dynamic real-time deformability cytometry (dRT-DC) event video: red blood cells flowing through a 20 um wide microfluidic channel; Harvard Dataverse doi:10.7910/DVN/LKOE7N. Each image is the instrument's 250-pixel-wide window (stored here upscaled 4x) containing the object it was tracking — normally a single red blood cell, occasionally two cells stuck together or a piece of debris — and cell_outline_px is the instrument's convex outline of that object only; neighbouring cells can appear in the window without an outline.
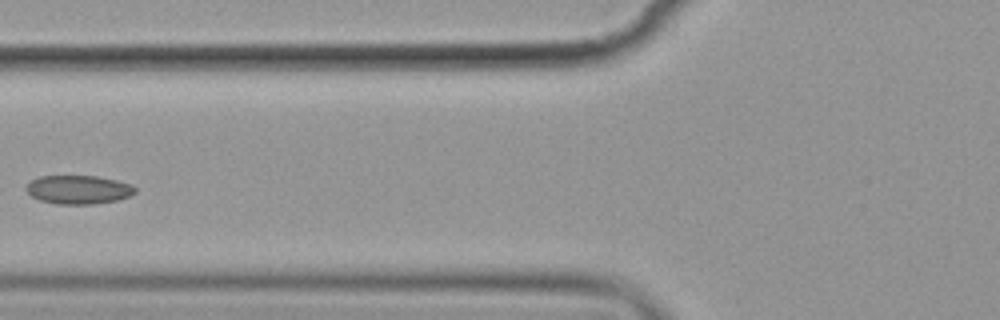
{"species": "common noctule bat (a hibernating species)", "species_latin": "Nyctalus noctula", "temperature_condition": "cold", "stored_images_in_passage": 8, "camera_frame_rate_fps": 3000, "um_per_image_px": 0.085, "animal": {"sex": "female", "body_mass_g": 19.9}, "frame": {"image": 1, "passage_image": 6, "time_ms": 7.0, "image_size_px": [1000, 320], "cell_outline_px": [[136, 192], [128, 196], [116, 200], [96, 204], [56, 204], [40, 200], [32, 196], [24, 188], [32, 180], [40, 176], [96, 176], [116, 180], [132, 184], [136, 188]], "centroid_in_image_um": [6.67, 16.12], "position_along_channel_um": 119.1, "area_um2": 18.15}}
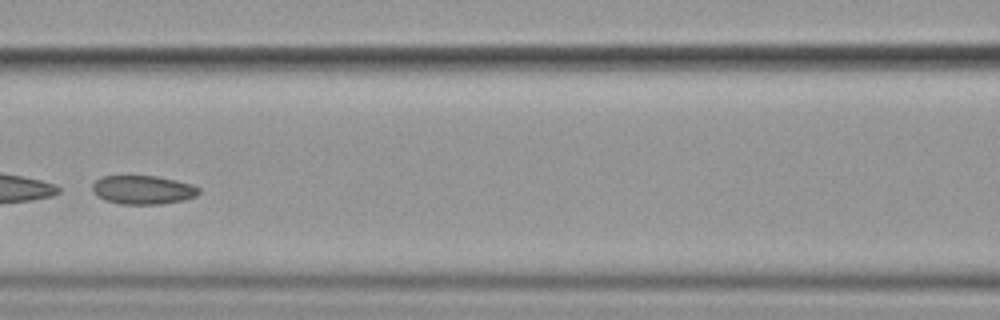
{"frame": {"image": 2, "passage_image": 7, "time_ms": 8.0, "image_size_px": [1000, 320], "cell_outline_px": [[200, 192], [196, 196], [184, 200], [160, 204], [120, 204], [104, 200], [96, 196], [92, 192], [92, 184], [96, 180], [104, 176], [156, 176], [176, 180], [192, 184], [200, 188]], "centroid_in_image_um": [12.14, 16.14], "position_along_channel_um": 154.5, "area_um2": 17.98}}
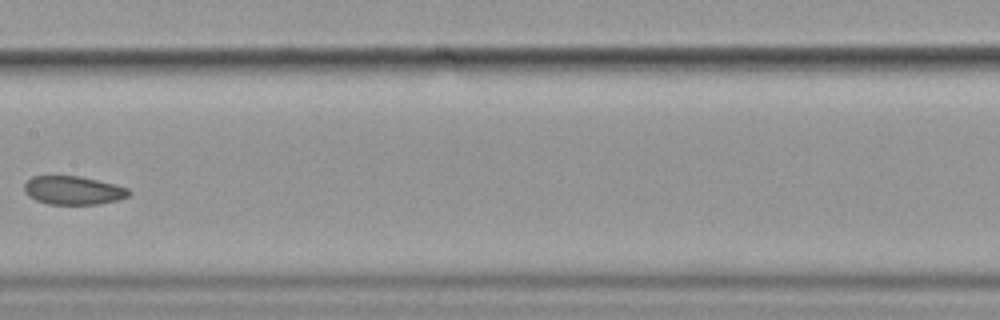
{"frame": {"image": 3, "passage_image": 8, "time_ms": 9.333, "image_size_px": [1000, 320], "cell_outline_px": [[132, 192], [128, 196], [120, 200], [100, 204], [48, 204], [36, 200], [28, 196], [24, 192], [24, 184], [32, 176], [80, 176], [128, 188]], "centroid_in_image_um": [6.22, 16.19], "position_along_channel_um": 201.2, "area_um2": 17.4}}